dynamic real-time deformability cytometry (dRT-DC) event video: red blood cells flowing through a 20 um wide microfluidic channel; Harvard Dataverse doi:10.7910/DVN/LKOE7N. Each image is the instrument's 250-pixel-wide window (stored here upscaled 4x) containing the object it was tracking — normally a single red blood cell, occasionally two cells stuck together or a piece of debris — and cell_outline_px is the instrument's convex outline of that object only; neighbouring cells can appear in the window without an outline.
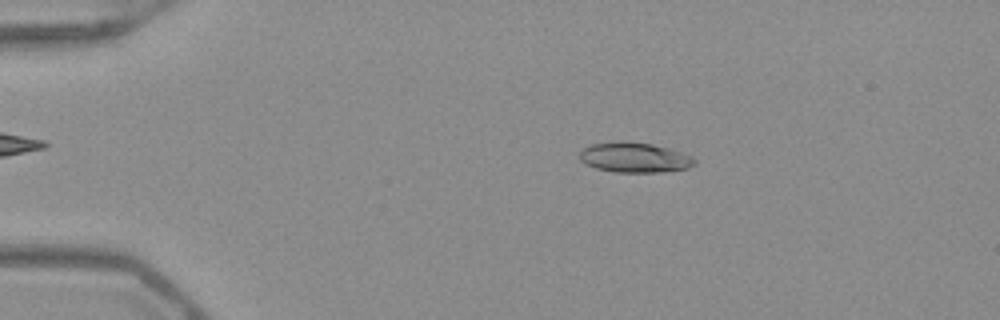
{"species": "Egyptian fruit bat (a non-hibernating species)", "species_latin": "Rousettus aegyptiacus", "temperature_condition": "warm", "stored_images_in_passage": 52, "camera_frame_rate_fps": 3000, "um_per_image_px": 0.085, "frame": {"image": 1, "passage_image": 10, "time_ms": 3.0, "image_size_px": [1000, 320], "cell_outline_px": [[696, 164], [688, 168], [660, 172], [616, 172], [596, 168], [580, 160], [580, 152], [584, 148], [592, 144], [616, 140], [624, 140], [652, 144], [668, 148], [692, 156], [696, 160]], "centroid_in_image_um": [53.94, 13.37], "position_along_channel_um": 31.1, "area_um2": 20.17}}
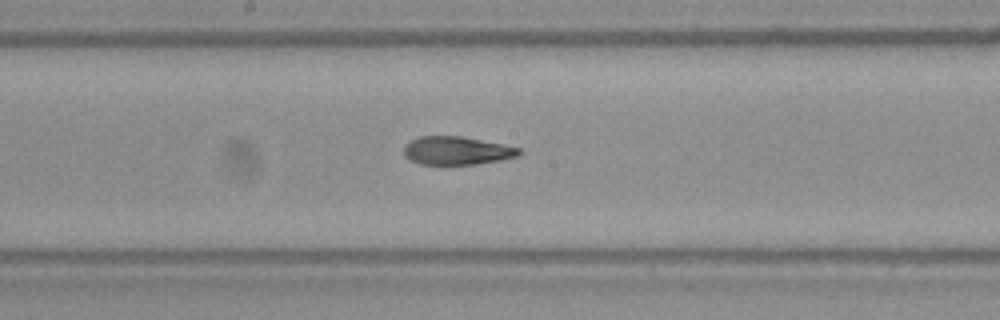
{"frame": {"image": 2, "passage_image": 28, "time_ms": 9.0, "image_size_px": [1000, 320], "cell_outline_px": [[524, 152], [516, 156], [500, 160], [476, 164], [448, 168], [440, 168], [420, 164], [404, 156], [404, 144], [420, 136], [464, 136], [504, 144], [520, 148]], "centroid_in_image_um": [38.8, 12.85], "position_along_channel_um": 209.4, "area_um2": 19.94}}
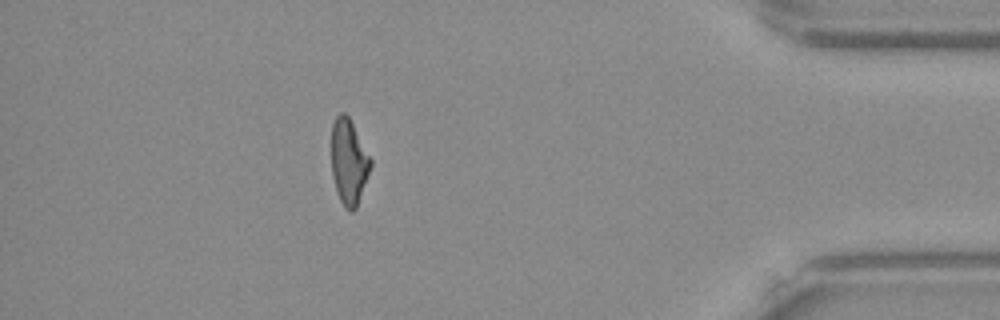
{"frame": {"image": 3, "passage_image": 46, "time_ms": 15.0, "image_size_px": [1000, 320], "cell_outline_px": [[372, 164], [356, 208], [352, 212], [344, 208], [336, 192], [332, 172], [332, 124], [336, 116], [340, 112], [344, 112], [348, 116], [372, 160]], "centroid_in_image_um": [29.64, 13.77], "position_along_channel_um": 405.6, "area_um2": 19.31}, "authors_computed_cell_mechanics": {"area_um2": 20.1433, "velocity_mm_per_s": 3.9785, "shape_relaxation_time_tau1_ms": 10.337, "shape_relaxation_time_tau2_ms": 2.1005, "deformation_change_tau1": 0.2853, "deformation_change_tau2": 0.0911}}